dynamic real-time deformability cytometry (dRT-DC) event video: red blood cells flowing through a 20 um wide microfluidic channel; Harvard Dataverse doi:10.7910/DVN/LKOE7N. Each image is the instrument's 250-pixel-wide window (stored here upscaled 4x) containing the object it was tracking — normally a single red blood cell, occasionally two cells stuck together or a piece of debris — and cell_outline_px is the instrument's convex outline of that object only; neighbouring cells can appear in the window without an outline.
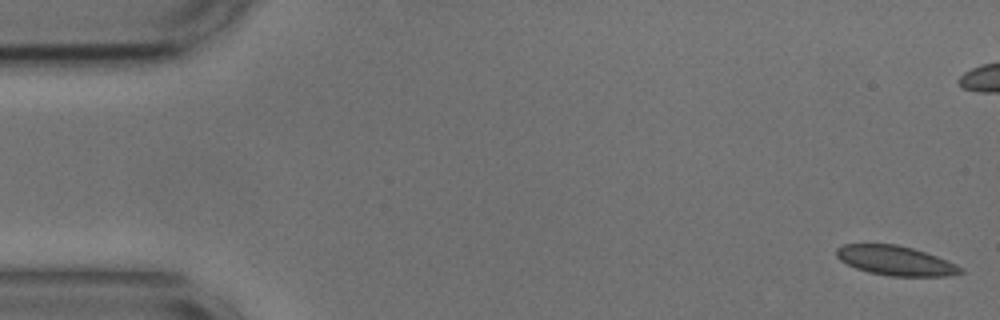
{"species": "common noctule bat (a hibernating species)", "species_latin": "Nyctalus noctula", "temperature_condition": "cold", "stored_images_in_passage": 15, "camera_frame_rate_fps": 3000, "um_per_image_px": 0.085, "animal": {"sex": "male", "body_mass_g": 17.9, "forearm_length_mm": 54.2}, "frame": {"image": 1, "passage_image": 1, "time_ms": 0.0, "image_size_px": [1000, 320], "cell_outline_px": [[964, 272], [944, 276], [888, 276], [868, 272], [856, 268], [840, 260], [836, 256], [836, 248], [844, 244], [896, 244], [912, 248], [936, 256], [956, 264], [964, 268]], "centroid_in_image_um": [76.11, 22.15], "position_along_channel_um": 8.9, "area_um2": 21.27}}